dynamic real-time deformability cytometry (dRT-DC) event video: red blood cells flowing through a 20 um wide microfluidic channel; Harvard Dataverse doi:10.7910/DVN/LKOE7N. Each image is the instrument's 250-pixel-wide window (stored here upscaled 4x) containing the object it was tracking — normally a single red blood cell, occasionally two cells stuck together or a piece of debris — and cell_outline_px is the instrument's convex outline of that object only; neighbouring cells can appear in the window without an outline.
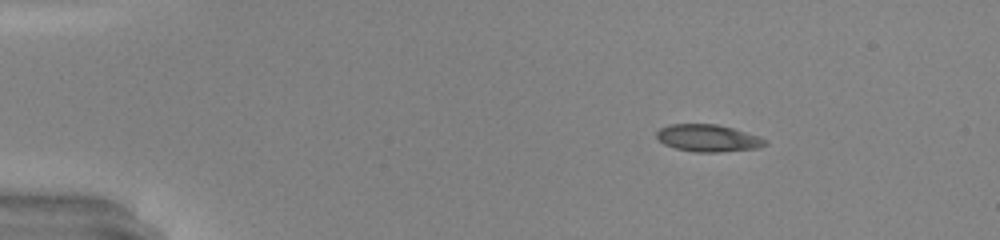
{"species": "common noctule bat (a hibernating species)", "species_latin": "Nyctalus noctula", "temperature_condition": "warm", "stored_images_in_passage": 42, "camera_frame_rate_fps": 3000, "um_per_image_px": 0.085, "animal": {"sex": "male", "body_mass_g": 20.0, "forearm_length_mm": 53.3}, "frame": {"image": 1, "passage_image": 1, "time_ms": 0.0, "image_size_px": [1000, 240], "cell_outline_px": [[768, 144], [760, 148], [720, 152], [696, 152], [676, 148], [664, 144], [656, 136], [656, 132], [660, 128], [668, 124], [716, 124], [732, 128], [760, 136], [768, 140]], "centroid_in_image_um": [60.22, 11.74], "position_along_channel_um": 24.8, "area_um2": 17.28}}
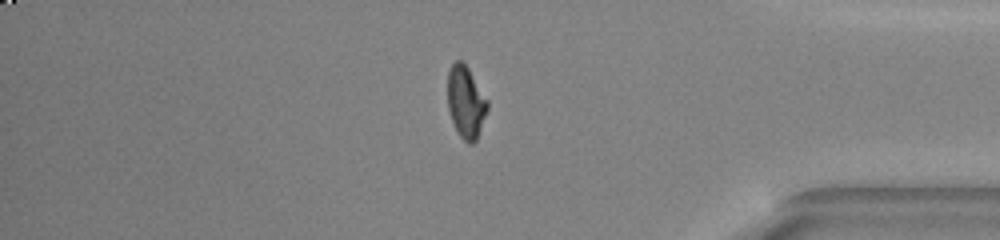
{"frame": {"image": 2, "passage_image": 35, "time_ms": 11.333, "image_size_px": [1000, 240], "cell_outline_px": [[488, 108], [476, 140], [472, 144], [468, 144], [460, 136], [452, 120], [448, 108], [448, 72], [452, 64], [456, 60], [460, 60], [468, 68], [488, 100]], "centroid_in_image_um": [39.6, 8.67], "position_along_channel_um": 395.6, "area_um2": 16.47}}
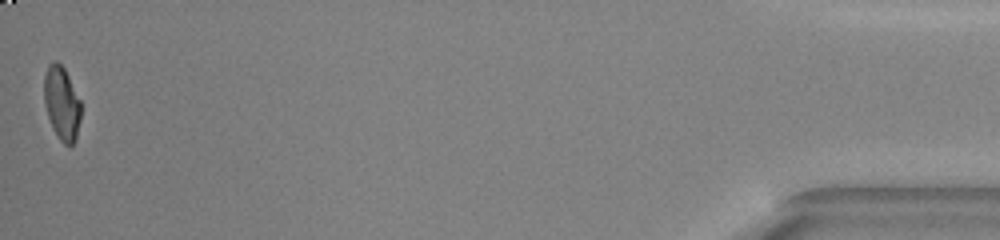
{"frame": {"image": 3, "passage_image": 42, "time_ms": 13.667, "image_size_px": [1000, 240], "cell_outline_px": [[80, 120], [76, 140], [68, 148], [60, 140], [52, 128], [44, 104], [44, 76], [48, 64], [52, 60], [56, 60], [64, 68], [80, 100]], "centroid_in_image_um": [5.24, 8.79], "position_along_channel_um": 430.0, "area_um2": 15.9}, "authors_computed_cell_mechanics": {"area_um2": 17.2244, "velocity_mm_per_s": 4.2797, "shape_relaxation_time_tau1_ms": null, "shape_relaxation_time_tau2_ms": 0.9974, "deformation_change_tau1": null, "deformation_change_tau2": 0.0692}}